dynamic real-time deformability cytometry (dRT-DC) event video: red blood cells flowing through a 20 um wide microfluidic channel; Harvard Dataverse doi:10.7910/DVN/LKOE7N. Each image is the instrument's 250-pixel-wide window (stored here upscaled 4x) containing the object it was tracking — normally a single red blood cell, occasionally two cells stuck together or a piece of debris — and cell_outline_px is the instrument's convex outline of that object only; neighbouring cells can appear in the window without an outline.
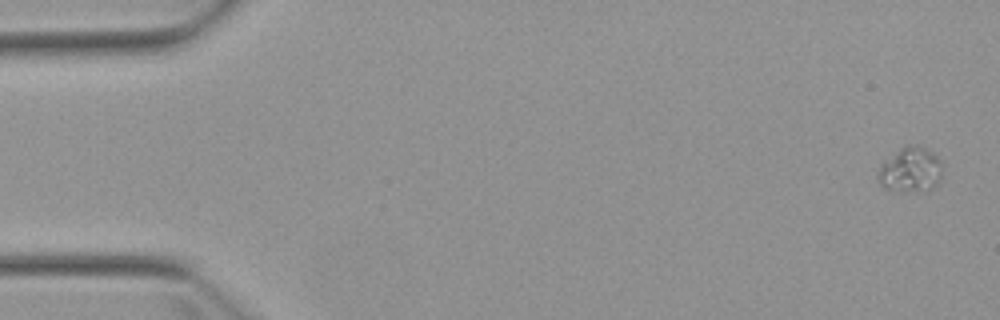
{"species": "Egyptian fruit bat (a non-hibernating species)", "species_latin": "Rousettus aegyptiacus", "temperature_condition": "warm", "stored_images_in_passage": 5, "camera_frame_rate_fps": 3000, "um_per_image_px": 0.085, "animal": {"sex": "female"}, "frame": {"image": 1, "passage_image": 1, "time_ms": 0.0, "image_size_px": [1000, 320], "cell_outline_px": [[940, 180], [932, 188], [920, 192], [896, 192], [880, 188], [876, 180], [876, 172], [880, 164], [900, 148], [908, 144], [912, 144], [924, 148], [932, 152], [940, 160]], "centroid_in_image_um": [77.29, 14.48], "position_along_channel_um": 7.7, "area_um2": 17.34}}
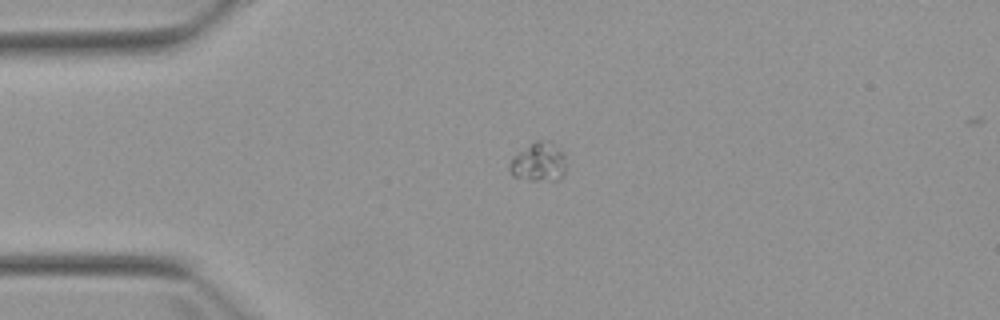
{"frame": {"image": 2, "passage_image": 4, "time_ms": 3.667, "image_size_px": [1000, 320], "cell_outline_px": [[564, 172], [556, 180], [528, 180], [512, 176], [508, 168], [512, 156], [516, 152], [536, 140], [548, 140], [564, 152]], "centroid_in_image_um": [45.73, 13.76], "position_along_channel_um": 39.3, "area_um2": 12.89}}